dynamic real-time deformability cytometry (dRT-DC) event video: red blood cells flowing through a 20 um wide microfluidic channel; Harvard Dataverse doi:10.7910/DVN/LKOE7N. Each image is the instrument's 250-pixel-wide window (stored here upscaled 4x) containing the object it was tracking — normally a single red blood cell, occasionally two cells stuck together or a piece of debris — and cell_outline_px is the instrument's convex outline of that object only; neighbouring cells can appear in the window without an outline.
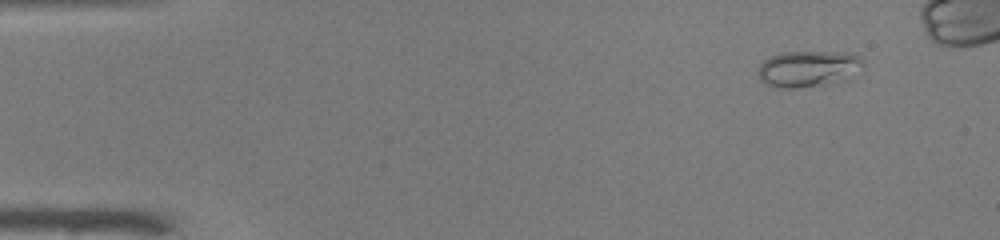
{"species": "common noctule bat (a hibernating species)", "species_latin": "Nyctalus noctula", "temperature_condition": "warm", "stored_images_in_passage": 43, "camera_frame_rate_fps": 3000, "um_per_image_px": 0.085, "animal": {"sex": "male", "body_mass_g": 19.0, "forearm_length_mm": 50.8}, "frame": {"image": 1, "passage_image": 1, "time_ms": 0.0, "image_size_px": [1000, 240], "cell_outline_px": [[860, 64], [848, 80], [796, 88], [780, 88], [764, 84], [760, 80], [760, 64], [764, 60], [772, 56], [784, 52], [848, 52], [860, 56]], "centroid_in_image_um": [68.66, 5.84], "position_along_channel_um": 16.3, "area_um2": 21.73}}
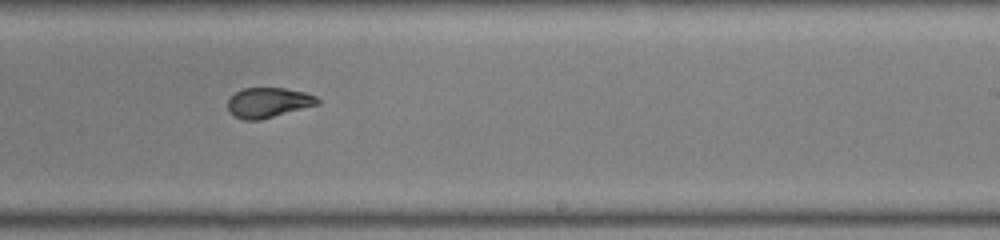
{"frame": {"image": 2, "passage_image": 28, "time_ms": 9.0, "image_size_px": [1000, 240], "cell_outline_px": [[320, 104], [260, 120], [244, 120], [228, 112], [228, 100], [236, 92], [244, 88], [284, 88], [304, 92], [316, 96], [320, 100]], "centroid_in_image_um": [22.82, 8.72], "position_along_channel_um": 266.2, "area_um2": 15.66}}
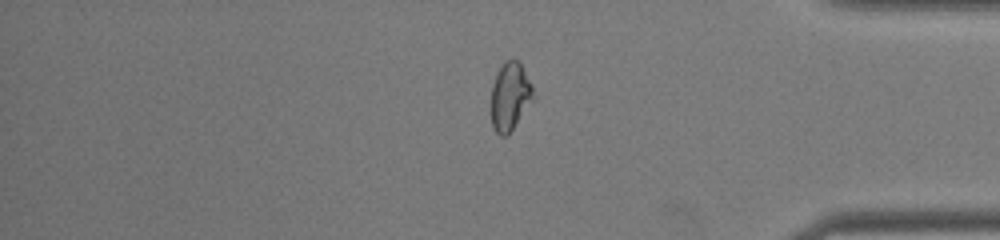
{"frame": {"image": 3, "passage_image": 39, "time_ms": 12.667, "image_size_px": [1000, 240], "cell_outline_px": [[536, 96], [508, 136], [500, 136], [492, 128], [492, 84], [504, 60], [516, 60], [520, 64], [532, 84]], "centroid_in_image_um": [43.37, 8.23], "position_along_channel_um": 391.8, "area_um2": 16.7}}